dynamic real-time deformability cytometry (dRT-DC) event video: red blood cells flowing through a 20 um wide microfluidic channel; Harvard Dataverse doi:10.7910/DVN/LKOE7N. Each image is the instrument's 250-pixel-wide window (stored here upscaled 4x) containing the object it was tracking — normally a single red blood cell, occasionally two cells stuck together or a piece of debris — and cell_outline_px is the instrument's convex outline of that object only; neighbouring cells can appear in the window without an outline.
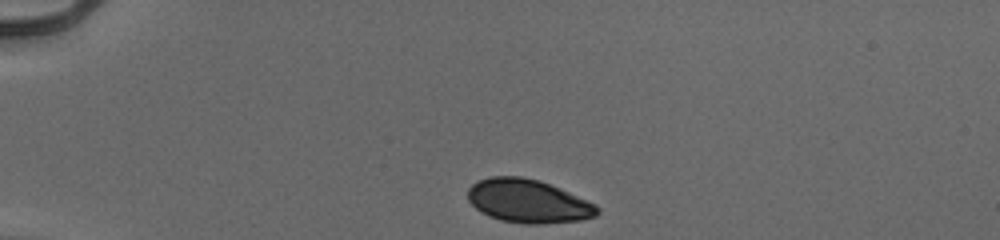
{"species": "human", "species_latin": "Homo sapiens", "temperature_condition": "cold", "stored_images_in_passage": 41, "camera_frame_rate_fps": 3000, "um_per_image_px": 0.085, "donor": {"sex": "male"}, "frame": {"image": 1, "passage_image": 1, "time_ms": 0.0, "image_size_px": [1000, 240], "cell_outline_px": [[600, 212], [596, 216], [580, 220], [544, 224], [524, 224], [500, 220], [488, 216], [480, 212], [468, 200], [468, 188], [472, 184], [480, 180], [492, 176], [520, 176], [540, 180], [596, 204], [600, 208]], "centroid_in_image_um": [44.89, 17.1], "position_along_channel_um": 40.1, "area_um2": 32.83}}
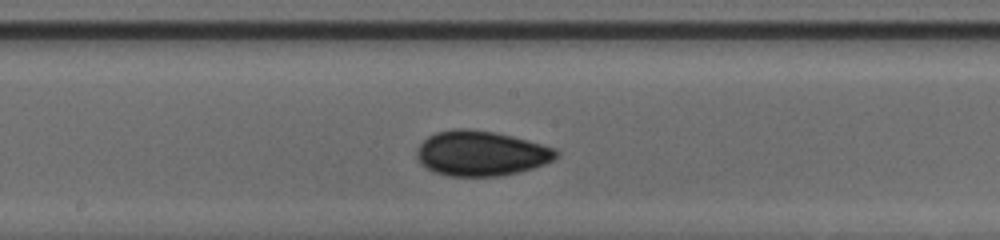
{"frame": {"image": 2, "passage_image": 18, "time_ms": 5.667, "image_size_px": [1000, 240], "cell_outline_px": [[560, 156], [544, 164], [532, 168], [516, 172], [496, 176], [448, 176], [436, 172], [420, 164], [416, 156], [416, 148], [428, 136], [436, 132], [452, 128], [468, 128], [496, 132], [512, 136], [556, 148], [560, 152]], "centroid_in_image_um": [40.88, 13.02], "position_along_channel_um": 207.3, "area_um2": 36.7}}
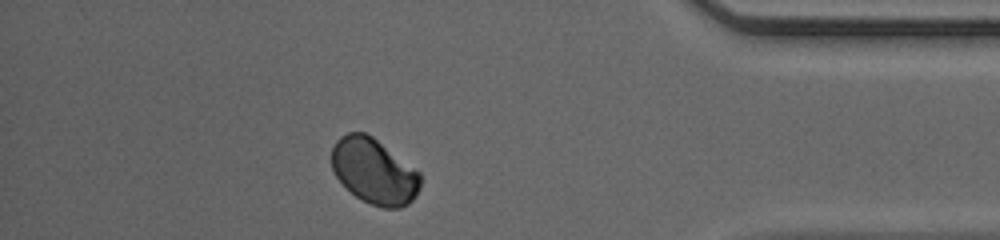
{"frame": {"image": 3, "passage_image": 35, "time_ms": 11.333, "image_size_px": [1000, 240], "cell_outline_px": [[420, 188], [416, 196], [408, 204], [400, 208], [384, 208], [372, 204], [356, 196], [336, 176], [332, 168], [332, 148], [336, 140], [340, 136], [348, 132], [364, 132], [372, 136], [420, 172]], "centroid_in_image_um": [31.81, 14.55], "position_along_channel_um": 403.4, "area_um2": 33.58}, "authors_computed_cell_mechanics": {"area_um2": 34.391, "velocity_mm_per_s": 3.948, "shape_relaxation_time_tau1_ms": 7.9825, "shape_relaxation_time_tau2_ms": null, "deformation_change_tau1": 0.0722, "deformation_change_tau2": null}}